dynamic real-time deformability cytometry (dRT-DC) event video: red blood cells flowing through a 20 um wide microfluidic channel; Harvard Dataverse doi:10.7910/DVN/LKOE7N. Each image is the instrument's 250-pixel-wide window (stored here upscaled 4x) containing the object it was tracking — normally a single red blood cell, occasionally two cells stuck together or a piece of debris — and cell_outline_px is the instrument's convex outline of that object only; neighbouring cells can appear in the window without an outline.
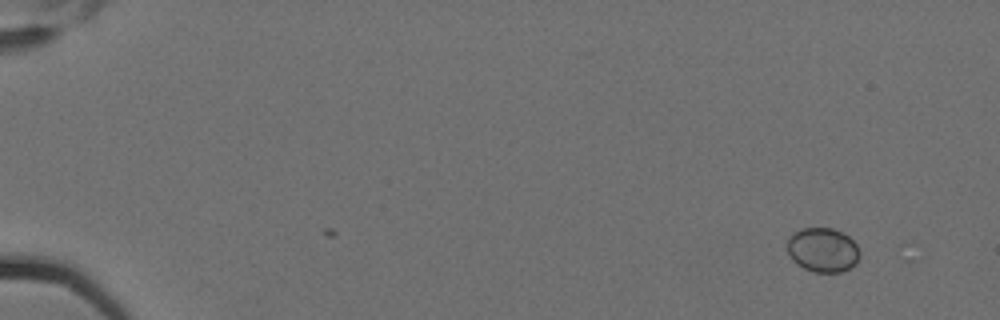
{"species": "Egyptian fruit bat (a non-hibernating species)", "species_latin": "Rousettus aegyptiacus", "temperature_condition": "cold", "stored_images_in_passage": 2, "camera_frame_rate_fps": 3000, "um_per_image_px": 0.085, "animal": {"sex": "female"}, "frame": {"image": 1, "passage_image": 2, "time_ms": 0.333, "image_size_px": [1000, 320], "cell_outline_px": [[860, 256], [856, 264], [840, 272], [812, 272], [796, 264], [792, 260], [788, 252], [788, 236], [792, 232], [800, 228], [832, 228], [844, 232], [856, 244], [860, 252]], "centroid_in_image_um": [69.92, 21.23], "position_along_channel_um": 15.1, "area_um2": 18.96}}